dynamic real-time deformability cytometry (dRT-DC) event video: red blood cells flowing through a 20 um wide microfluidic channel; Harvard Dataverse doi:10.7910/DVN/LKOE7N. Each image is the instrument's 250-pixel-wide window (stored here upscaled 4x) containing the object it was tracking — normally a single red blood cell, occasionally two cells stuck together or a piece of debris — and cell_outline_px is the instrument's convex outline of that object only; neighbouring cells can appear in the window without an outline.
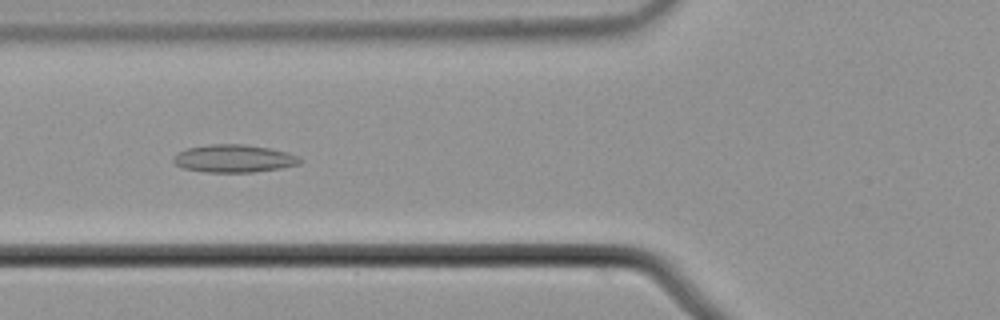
{"species": "common noctule bat (a hibernating species)", "species_latin": "Nyctalus noctula", "temperature_condition": "cold", "stored_images_in_passage": 46, "camera_frame_rate_fps": 3000, "um_per_image_px": 0.085, "animal": {"sex": "male", "body_mass_g": 21.5, "forearm_length_mm": 52.0}, "frame": {"image": 1, "passage_image": 11, "time_ms": 3.333, "image_size_px": [1000, 320], "cell_outline_px": [[304, 160], [300, 164], [280, 168], [252, 172], [204, 172], [184, 168], [176, 164], [172, 160], [172, 156], [188, 148], [208, 144], [244, 144], [268, 148], [288, 152]], "centroid_in_image_um": [19.88, 13.47], "position_along_channel_um": 105.9, "area_um2": 20.4}}
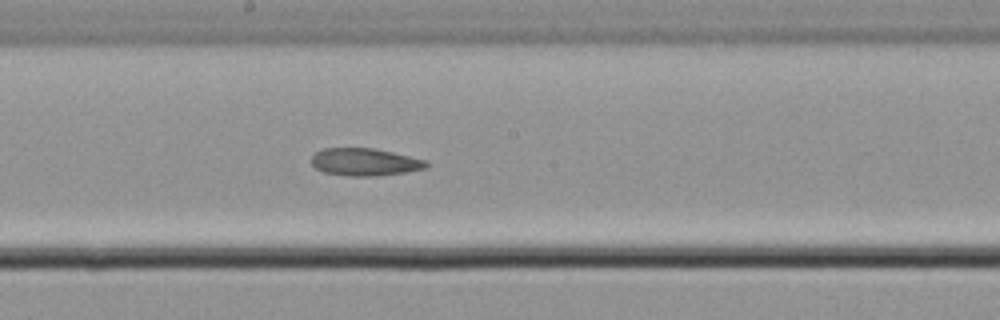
{"frame": {"image": 2, "passage_image": 20, "time_ms": 6.333, "image_size_px": [1000, 320], "cell_outline_px": [[428, 164], [424, 168], [404, 172], [376, 176], [348, 176], [324, 172], [316, 168], [312, 164], [312, 156], [316, 152], [324, 148], [372, 148], [392, 152], [428, 160]], "centroid_in_image_um": [31.0, 13.77], "position_along_channel_um": 217.2, "area_um2": 18.26}}
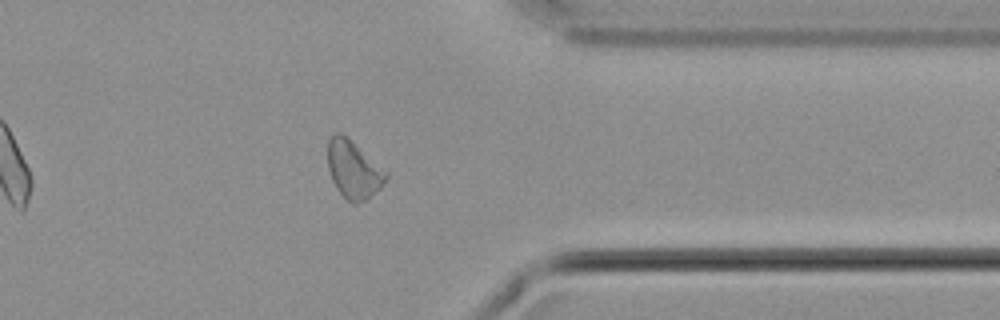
{"frame": {"image": 3, "passage_image": 34, "time_ms": 11.0, "image_size_px": [1000, 320], "cell_outline_px": [[388, 176], [380, 188], [364, 200], [356, 204], [352, 204], [336, 188], [332, 180], [328, 168], [328, 140], [336, 132], [340, 132], [388, 172]], "centroid_in_image_um": [30.03, 14.43], "position_along_channel_um": 381.4, "area_um2": 19.13}}